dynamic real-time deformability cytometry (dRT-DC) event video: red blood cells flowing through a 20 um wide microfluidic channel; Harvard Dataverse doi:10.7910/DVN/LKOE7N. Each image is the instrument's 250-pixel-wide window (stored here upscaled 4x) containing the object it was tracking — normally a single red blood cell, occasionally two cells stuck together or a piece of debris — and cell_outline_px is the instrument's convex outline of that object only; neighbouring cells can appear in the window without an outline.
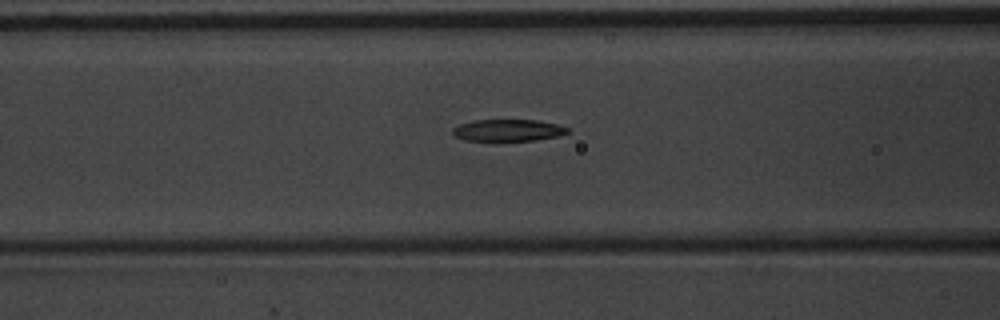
{"species": "common noctule bat (a hibernating species)", "species_latin": "Nyctalus noctula", "temperature_condition": "warm", "stored_images_in_passage": 42, "camera_frame_rate_fps": 3000, "um_per_image_px": 0.085, "animal": {"sex": "male", "body_mass_g": 20.1, "forearm_length_mm": 53.5}, "frame": {"image": 1, "passage_image": 16, "time_ms": 5.0, "image_size_px": [1000, 320], "cell_outline_px": [[572, 132], [560, 136], [536, 140], [496, 144], [464, 140], [456, 136], [452, 132], [452, 128], [460, 124], [472, 120], [536, 120], [556, 124], [568, 128]], "centroid_in_image_um": [43.16, 11.13], "position_along_channel_um": 123.4, "area_um2": 15.61}}
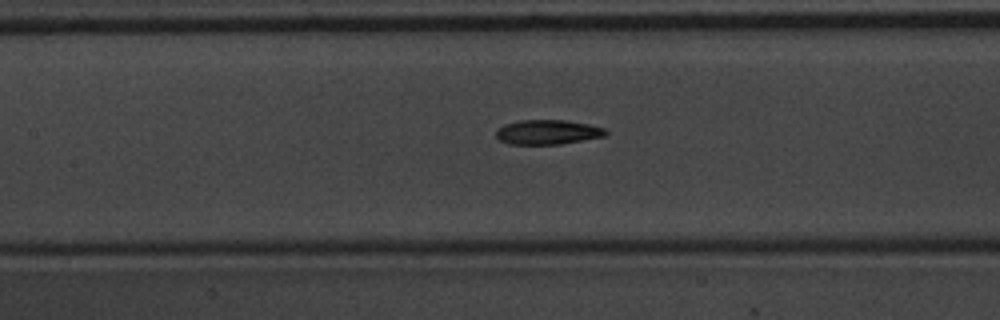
{"frame": {"image": 2, "passage_image": 19, "time_ms": 6.0, "image_size_px": [1000, 320], "cell_outline_px": [[608, 132], [604, 136], [560, 144], [508, 144], [500, 140], [496, 136], [496, 128], [504, 124], [520, 120], [564, 120], [588, 124], [604, 128]], "centroid_in_image_um": [46.51, 11.22], "position_along_channel_um": 160.9, "area_um2": 15.66}}
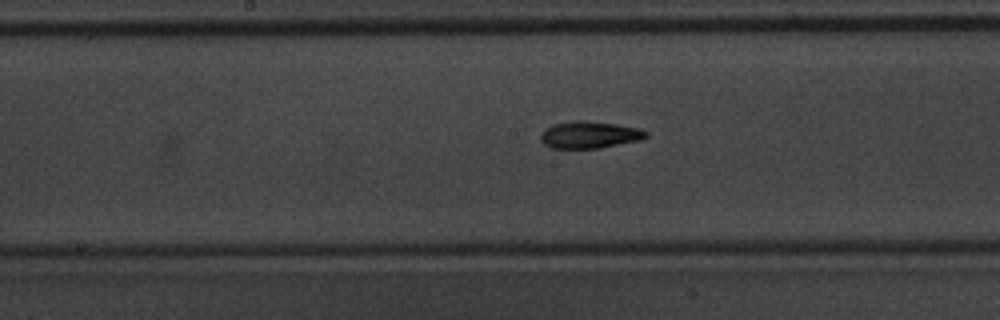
{"frame": {"image": 3, "passage_image": 22, "time_ms": 7.0, "image_size_px": [1000, 320], "cell_outline_px": [[648, 136], [640, 140], [600, 148], [552, 148], [544, 144], [540, 140], [540, 136], [544, 128], [552, 124], [576, 120], [616, 124], [640, 128], [648, 132]], "centroid_in_image_um": [50.09, 11.46], "position_along_channel_um": 198.1, "area_um2": 16.59}}